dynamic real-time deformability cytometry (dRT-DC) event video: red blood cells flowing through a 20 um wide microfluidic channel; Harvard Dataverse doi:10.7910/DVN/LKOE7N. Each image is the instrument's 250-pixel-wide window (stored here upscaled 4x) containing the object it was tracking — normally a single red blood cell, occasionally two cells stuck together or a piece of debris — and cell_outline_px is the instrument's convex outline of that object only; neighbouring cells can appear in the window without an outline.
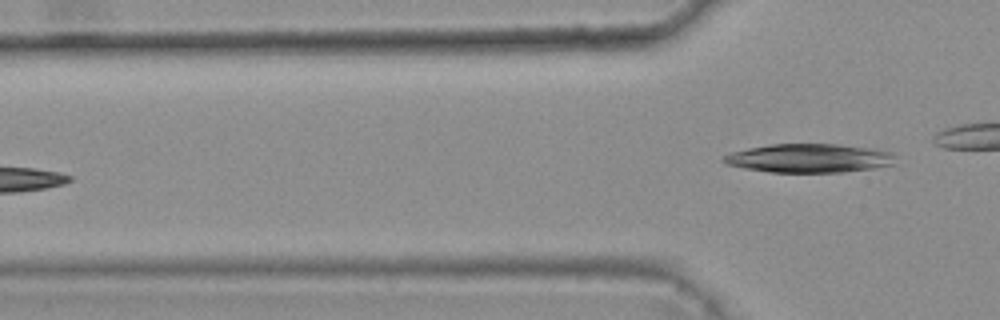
{"species": "common noctule bat (a hibernating species)", "species_latin": "Nyctalus noctula", "temperature_condition": "warm", "stored_images_in_passage": 5, "camera_frame_rate_fps": 3000, "um_per_image_px": 0.085, "animal": {"sex": "female", "body_mass_g": 25.1}, "frame": {"image": 1, "passage_image": 5, "time_ms": 1.333, "image_size_px": [1000, 320], "cell_outline_px": [[896, 156], [892, 164], [872, 168], [844, 172], [768, 172], [744, 168], [724, 164], [720, 160], [720, 156], [728, 152], [768, 144], [836, 144], [868, 148], [892, 152]], "centroid_in_image_um": [68.66, 13.44], "position_along_channel_um": 57.1, "area_um2": 28.96}}